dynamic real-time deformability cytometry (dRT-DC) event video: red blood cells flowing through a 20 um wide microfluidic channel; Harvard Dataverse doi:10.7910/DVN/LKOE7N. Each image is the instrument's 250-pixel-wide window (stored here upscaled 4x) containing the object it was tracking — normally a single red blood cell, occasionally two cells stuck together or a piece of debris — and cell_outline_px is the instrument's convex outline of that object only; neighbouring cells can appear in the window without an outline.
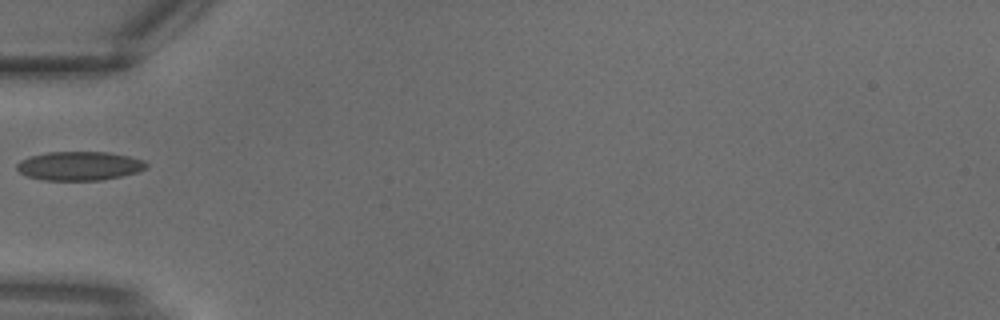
{"species": "common noctule bat (a hibernating species)", "species_latin": "Nyctalus noctula", "temperature_condition": "warm", "stored_images_in_passage": 20, "camera_frame_rate_fps": 3000, "um_per_image_px": 0.085, "animal": {"sex": "male", "body_mass_g": 18.8}, "frame": {"image": 1, "passage_image": 1, "time_ms": 0.0, "image_size_px": [1000, 320], "cell_outline_px": [[148, 168], [140, 172], [100, 180], [44, 180], [24, 176], [16, 168], [16, 164], [20, 160], [28, 156], [48, 152], [108, 152], [128, 156], [144, 160], [148, 164]], "centroid_in_image_um": [6.74, 14.1], "position_along_channel_um": 78.3, "area_um2": 22.02}}
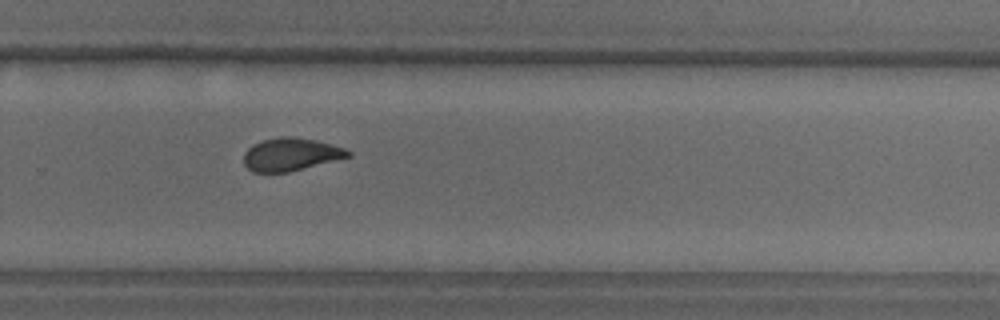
{"frame": {"image": 2, "passage_image": 11, "time_ms": 3.333, "image_size_px": [1000, 320], "cell_outline_px": [[352, 156], [288, 172], [252, 172], [244, 164], [244, 152], [252, 144], [260, 140], [280, 136], [292, 136], [316, 140], [344, 148], [352, 152]], "centroid_in_image_um": [24.69, 13.11], "position_along_channel_um": 305.1, "area_um2": 20.06}}
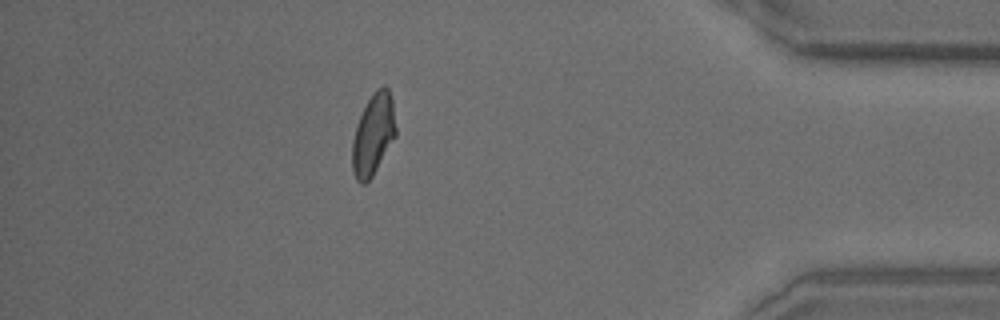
{"frame": {"image": 3, "passage_image": 17, "time_ms": 5.333, "image_size_px": [1000, 320], "cell_outline_px": [[396, 136], [372, 176], [364, 184], [360, 184], [356, 180], [352, 168], [352, 140], [356, 124], [368, 100], [376, 88], [384, 84], [388, 88], [392, 100], [396, 128]], "centroid_in_image_um": [31.72, 11.42], "position_along_channel_um": 403.5, "area_um2": 20.63}}